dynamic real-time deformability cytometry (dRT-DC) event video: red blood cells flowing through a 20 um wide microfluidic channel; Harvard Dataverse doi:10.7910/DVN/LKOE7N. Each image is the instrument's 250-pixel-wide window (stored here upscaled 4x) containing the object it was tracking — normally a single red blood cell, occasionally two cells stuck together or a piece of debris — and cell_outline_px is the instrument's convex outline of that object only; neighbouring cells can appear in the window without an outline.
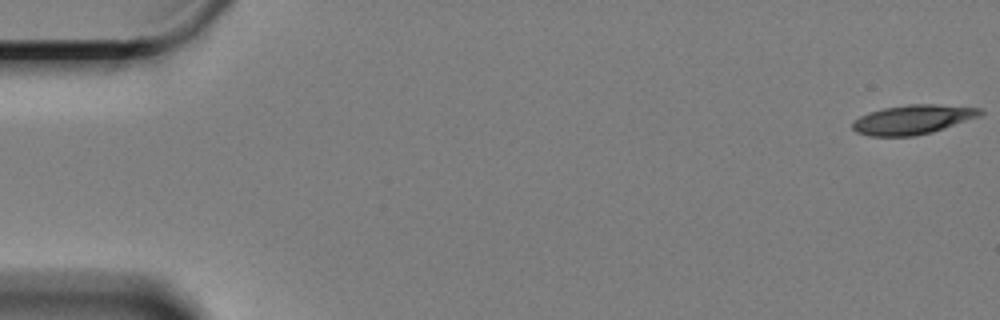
{"species": "Egyptian fruit bat (a non-hibernating species)", "species_latin": "Rousettus aegyptiacus", "temperature_condition": "cold", "stored_images_in_passage": 12, "camera_frame_rate_fps": 3000, "um_per_image_px": 0.085, "animal": {"sex": "female"}, "frame": {"image": 1, "passage_image": 1, "time_ms": 0.0, "image_size_px": [1000, 320], "cell_outline_px": [[984, 112], [980, 116], [932, 132], [916, 136], [868, 136], [856, 132], [852, 128], [852, 120], [868, 112], [884, 108], [908, 104], [932, 104], [980, 108]], "centroid_in_image_um": [77.55, 10.16], "position_along_channel_um": 7.5, "area_um2": 21.85}}